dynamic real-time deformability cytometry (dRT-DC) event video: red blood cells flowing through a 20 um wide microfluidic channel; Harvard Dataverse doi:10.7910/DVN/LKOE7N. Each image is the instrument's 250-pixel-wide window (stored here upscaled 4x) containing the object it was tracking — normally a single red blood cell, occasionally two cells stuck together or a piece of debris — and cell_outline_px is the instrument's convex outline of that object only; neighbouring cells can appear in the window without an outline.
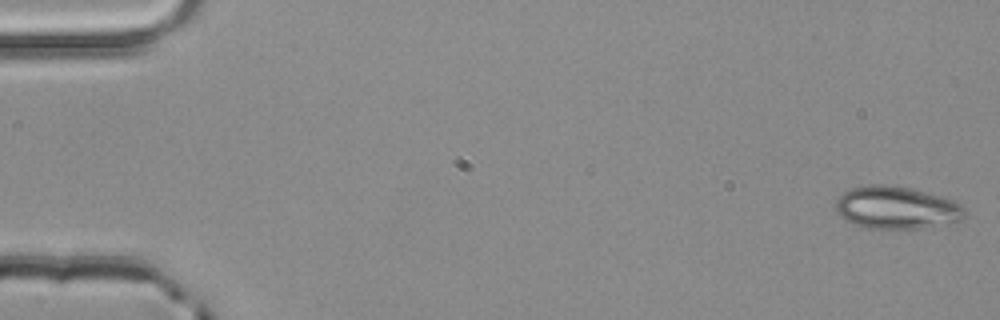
{"species": "common noctule bat (a hibernating species)", "species_latin": "Nyctalus noctula", "temperature_condition": "room temperature", "stored_images_in_passage": 4, "segment_of_instrument_passage": [2, 2], "camera_frame_rate_fps": 3000, "um_per_image_px": 0.085, "animal": {"sex": "male", "body_mass_g": 20.4}, "frame": {"image": 1, "passage_image": 4, "time_ms": 1.0, "image_size_px": [1000, 320], "cell_outline_px": [[964, 216], [960, 220], [952, 224], [916, 228], [868, 228], [844, 220], [836, 212], [836, 200], [844, 192], [852, 188], [872, 184], [888, 184], [912, 188], [940, 196], [952, 200], [960, 204], [964, 208]], "centroid_in_image_um": [76.2, 17.65], "position_along_channel_um": 8.8, "area_um2": 31.96}}